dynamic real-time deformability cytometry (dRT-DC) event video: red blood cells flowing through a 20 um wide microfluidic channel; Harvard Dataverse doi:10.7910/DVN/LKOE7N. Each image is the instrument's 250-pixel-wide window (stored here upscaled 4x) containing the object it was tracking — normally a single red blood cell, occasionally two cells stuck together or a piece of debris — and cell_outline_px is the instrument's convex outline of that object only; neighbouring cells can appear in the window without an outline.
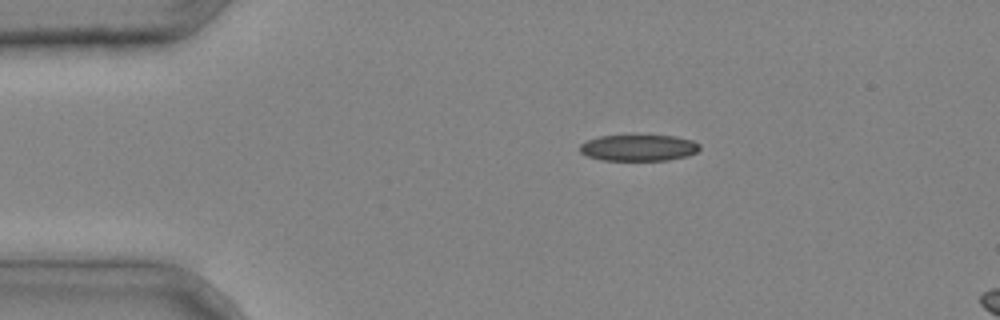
{"species": "common noctule bat (a hibernating species)", "species_latin": "Nyctalus noctula", "temperature_condition": "cold", "stored_images_in_passage": 5, "camera_frame_rate_fps": 3000, "um_per_image_px": 0.085, "animal": {"sex": "male", "body_mass_g": 20.4}, "frame": {"image": 1, "passage_image": 1, "time_ms": 0.0, "image_size_px": [1000, 320], "cell_outline_px": [[700, 148], [696, 152], [688, 156], [668, 160], [604, 160], [588, 156], [580, 152], [580, 144], [588, 140], [600, 136], [676, 136], [692, 140], [700, 144]], "centroid_in_image_um": [54.31, 12.56], "position_along_channel_um": 30.7, "area_um2": 18.21}}